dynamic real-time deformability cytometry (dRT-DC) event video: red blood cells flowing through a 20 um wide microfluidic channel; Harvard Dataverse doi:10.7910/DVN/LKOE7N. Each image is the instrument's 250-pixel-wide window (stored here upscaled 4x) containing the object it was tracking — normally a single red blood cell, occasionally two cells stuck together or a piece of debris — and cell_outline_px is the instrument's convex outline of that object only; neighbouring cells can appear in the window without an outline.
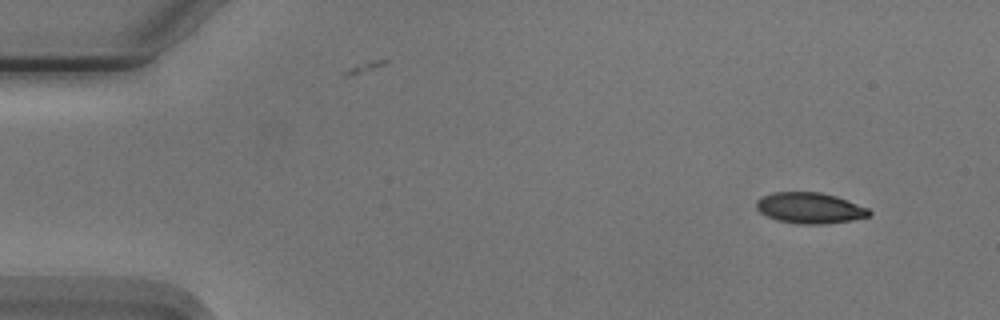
{"species": "Egyptian fruit bat (a non-hibernating species)", "species_latin": "Rousettus aegyptiacus", "temperature_condition": "cold", "stored_images_in_passage": 51, "camera_frame_rate_fps": 3000, "um_per_image_px": 0.085, "animal": {"sex": "male"}, "frame": {"image": 1, "passage_image": 1, "time_ms": 0.0, "image_size_px": [1000, 320], "cell_outline_px": [[872, 212], [868, 216], [852, 220], [824, 224], [796, 224], [776, 220], [760, 212], [756, 208], [756, 200], [772, 192], [820, 192], [836, 196], [868, 208]], "centroid_in_image_um": [68.82, 17.68], "position_along_channel_um": 16.2, "area_um2": 20.29}}
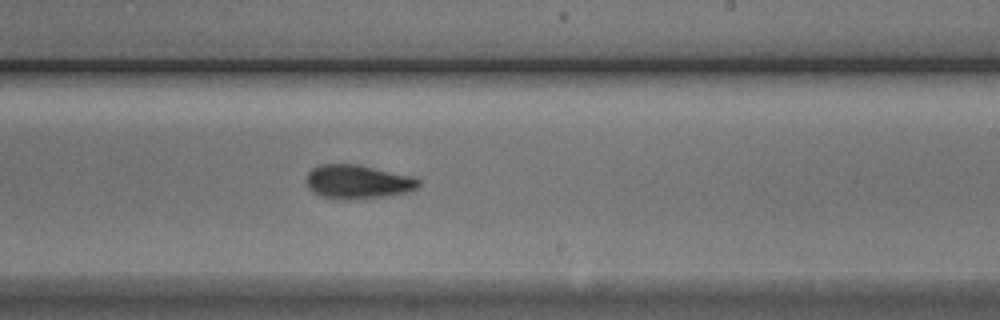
{"frame": {"image": 2, "passage_image": 29, "time_ms": 9.333, "image_size_px": [1000, 320], "cell_outline_px": [[420, 184], [416, 188], [408, 192], [384, 196], [352, 200], [344, 200], [320, 196], [312, 192], [308, 188], [308, 172], [312, 168], [320, 164], [356, 164], [408, 176], [420, 180]], "centroid_in_image_um": [30.36, 15.47], "position_along_channel_um": 258.6, "area_um2": 21.91}}
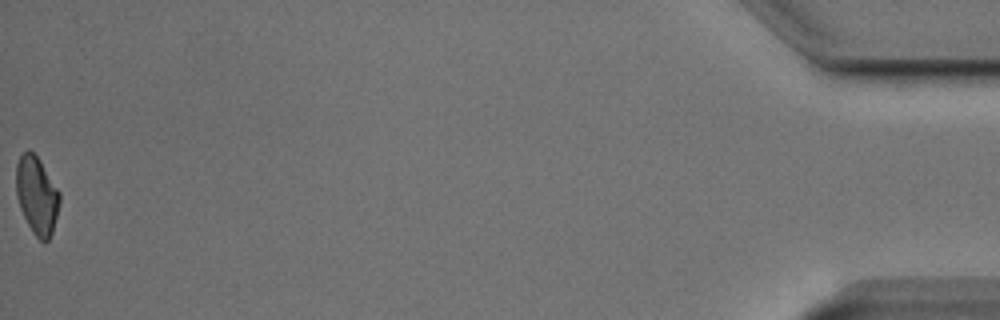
{"frame": {"image": 3, "passage_image": 51, "time_ms": 16.667, "image_size_px": [1000, 320], "cell_outline_px": [[60, 204], [52, 232], [48, 240], [44, 244], [32, 232], [20, 208], [16, 196], [16, 164], [20, 156], [28, 148], [40, 160], [60, 192]], "centroid_in_image_um": [3.13, 16.61], "position_along_channel_um": 432.1, "area_um2": 19.77}, "authors_computed_cell_mechanics": {"area_um2": 21.2704, "velocity_mm_per_s": 3.7522, "shape_relaxation_time_tau1_ms": 3.7554, "shape_relaxation_time_tau2_ms": 3.3639, "deformation_change_tau1": 0.1235, "deformation_change_tau2": 0.077}}